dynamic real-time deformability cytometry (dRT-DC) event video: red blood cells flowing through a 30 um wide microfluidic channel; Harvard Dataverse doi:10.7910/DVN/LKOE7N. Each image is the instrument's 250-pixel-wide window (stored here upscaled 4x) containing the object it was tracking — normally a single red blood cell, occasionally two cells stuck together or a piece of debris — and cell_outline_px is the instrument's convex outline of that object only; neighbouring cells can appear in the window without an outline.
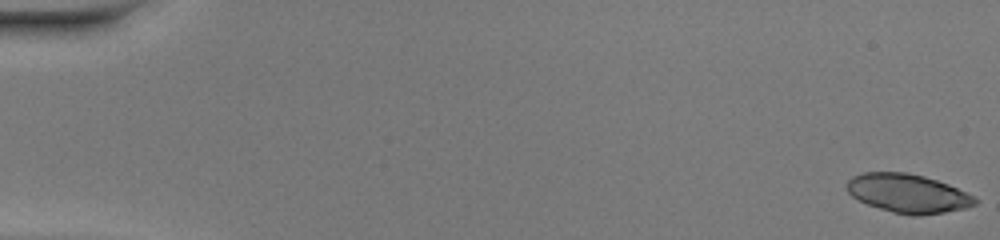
{"species": "common noctule bat (a hibernating species)", "species_latin": "Nyctalus noctula", "temperature_condition": "warm", "stored_images_in_passage": 49, "camera_frame_rate_fps": 3000, "um_per_image_px": 0.085, "animal": {"sex": "female", "body_mass_g": 20.0, "forearm_length_mm": 54.0}, "frame": {"image": 1, "passage_image": 1, "time_ms": 0.0, "image_size_px": [1000, 240], "cell_outline_px": [[980, 200], [976, 204], [968, 208], [944, 212], [916, 216], [912, 216], [892, 212], [868, 204], [852, 196], [848, 192], [848, 180], [852, 176], [864, 172], [908, 172], [924, 176], [948, 184]], "centroid_in_image_um": [77.18, 16.44], "position_along_channel_um": 7.8, "area_um2": 28.78}}
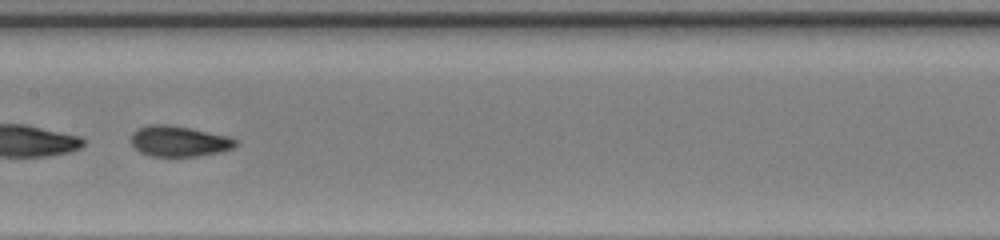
{"frame": {"image": 2, "passage_image": 27, "time_ms": 8.667, "image_size_px": [1000, 240], "cell_outline_px": [[240, 140], [232, 148], [220, 152], [196, 156], [148, 156], [140, 152], [132, 144], [132, 132], [136, 128], [148, 124], [168, 124], [228, 136]], "centroid_in_image_um": [15.19, 12.0], "position_along_channel_um": 192.2, "area_um2": 18.67}}
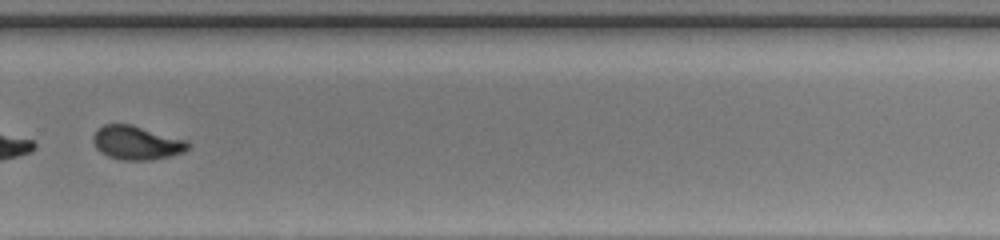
{"frame": {"image": 3, "passage_image": 36, "time_ms": 11.667, "image_size_px": [1000, 240], "cell_outline_px": [[192, 144], [184, 152], [152, 160], [120, 160], [108, 156], [100, 152], [96, 148], [92, 140], [92, 136], [104, 124], [132, 124], [188, 140]], "centroid_in_image_um": [11.63, 12.13], "position_along_channel_um": 318.2, "area_um2": 18.84}, "authors_computed_cell_mechanics": {"area_um2": 28.5532, "velocity_mm_per_s": 4.213, "shape_relaxation_time_tau1_ms": 6.1065, "shape_relaxation_time_tau2_ms": 1.2443, "deformation_change_tau1": 0.1942, "deformation_change_tau2": 0.0629}}